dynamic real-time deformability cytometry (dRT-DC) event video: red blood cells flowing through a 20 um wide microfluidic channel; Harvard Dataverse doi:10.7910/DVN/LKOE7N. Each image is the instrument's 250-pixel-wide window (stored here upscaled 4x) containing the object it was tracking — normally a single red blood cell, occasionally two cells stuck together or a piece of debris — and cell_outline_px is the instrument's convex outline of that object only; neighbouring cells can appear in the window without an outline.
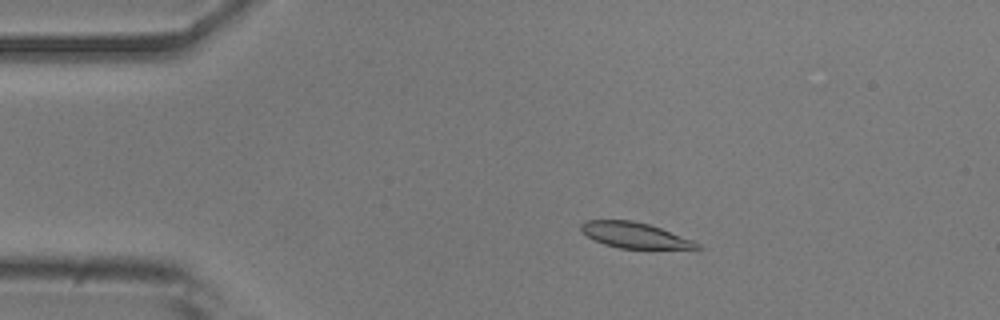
{"species": "common noctule bat (a hibernating species)", "species_latin": "Nyctalus noctula", "temperature_condition": "room temperature", "stored_images_in_passage": 51, "camera_frame_rate_fps": 3000, "um_per_image_px": 0.085, "animal": {"sex": "male", "body_mass_g": 20.5, "forearm_length_mm": 52.5}, "frame": {"image": 1, "passage_image": 8, "time_ms": 2.333, "image_size_px": [1000, 320], "cell_outline_px": [[704, 248], [620, 248], [604, 244], [580, 232], [580, 224], [584, 220], [632, 220], [648, 224], [660, 228], [692, 240], [700, 244]], "centroid_in_image_um": [53.89, 19.98], "position_along_channel_um": 31.1, "area_um2": 17.05}}
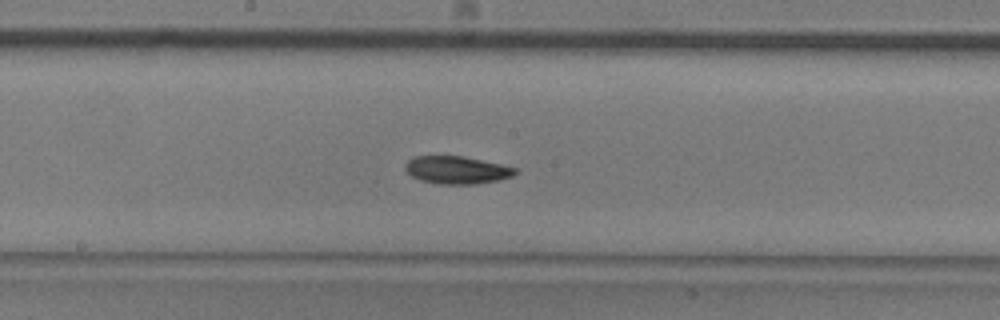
{"frame": {"image": 2, "passage_image": 26, "time_ms": 8.333, "image_size_px": [1000, 320], "cell_outline_px": [[520, 172], [512, 176], [496, 180], [476, 184], [440, 184], [420, 180], [412, 176], [404, 168], [404, 164], [412, 156], [464, 156], [500, 164], [516, 168]], "centroid_in_image_um": [38.81, 14.44], "position_along_channel_um": 209.4, "area_um2": 17.74}}
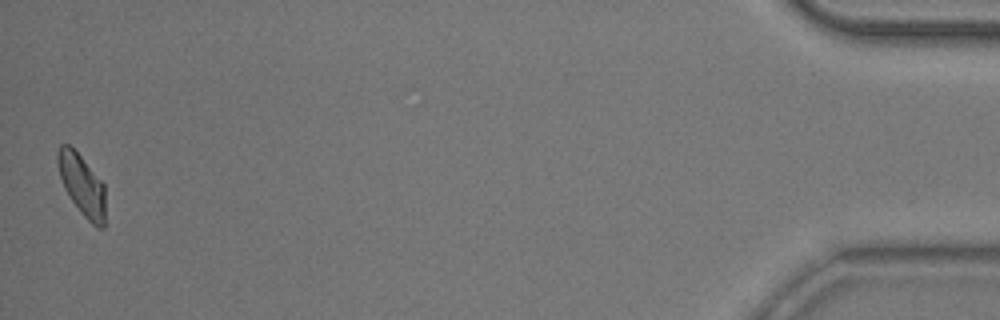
{"frame": {"image": 3, "passage_image": 51, "time_ms": 16.667, "image_size_px": [1000, 320], "cell_outline_px": [[104, 228], [96, 228], [80, 212], [64, 188], [60, 176], [56, 160], [56, 152], [60, 144], [68, 144], [80, 156], [104, 184]], "centroid_in_image_um": [6.94, 15.72], "position_along_channel_um": 428.3, "area_um2": 16.76}, "authors_computed_cell_mechanics": {"area_um2": 17.7446, "velocity_mm_per_s": 3.7545, "shape_relaxation_time_tau1_ms": 3.5512, "shape_relaxation_time_tau2_ms": 6.0777, "deformation_change_tau1": 0.1161, "deformation_change_tau2": 0.1154}}